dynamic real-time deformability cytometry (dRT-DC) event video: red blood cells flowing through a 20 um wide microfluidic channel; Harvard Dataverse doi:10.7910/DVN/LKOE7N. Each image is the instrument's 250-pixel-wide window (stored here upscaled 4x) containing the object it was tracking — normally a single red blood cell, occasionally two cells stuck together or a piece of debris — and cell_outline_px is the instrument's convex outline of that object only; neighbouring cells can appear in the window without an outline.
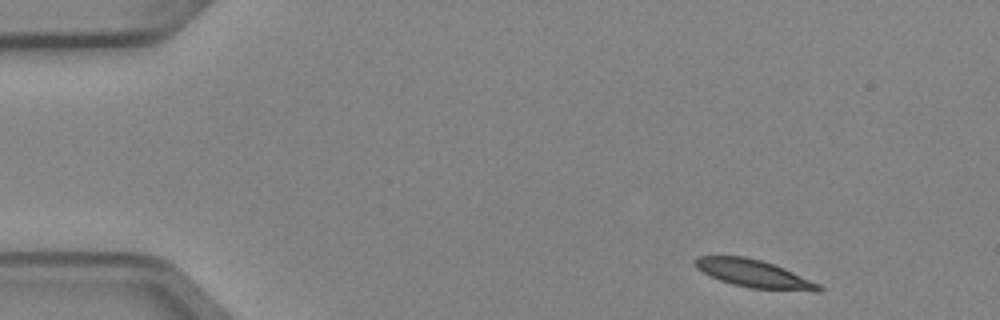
{"species": "Egyptian fruit bat (a non-hibernating species)", "species_latin": "Rousettus aegyptiacus", "temperature_condition": "cold", "stored_images_in_passage": 8, "camera_frame_rate_fps": 3000, "um_per_image_px": 0.085, "animal": {"sex": "female"}, "frame": {"image": 1, "passage_image": 1, "time_ms": 0.0, "image_size_px": [1000, 320], "cell_outline_px": [[824, 288], [820, 292], [816, 292], [748, 288], [732, 284], [720, 280], [696, 268], [692, 264], [692, 260], [696, 256], [744, 256], [760, 260], [784, 268], [820, 284]], "centroid_in_image_um": [64.09, 23.27], "position_along_channel_um": 20.9, "area_um2": 20.11}}
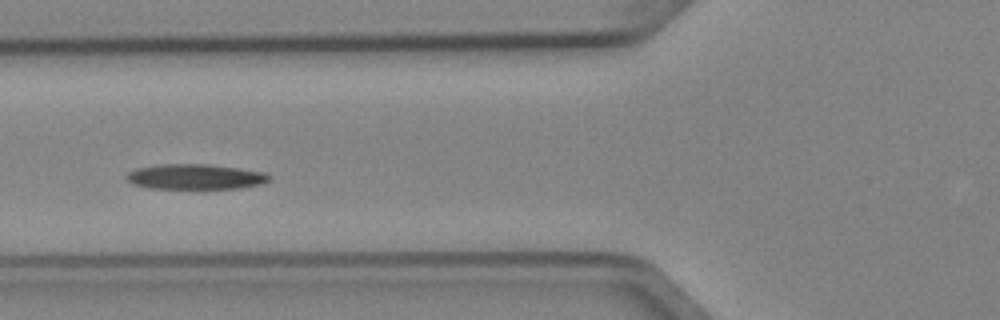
{"frame": {"image": 2, "passage_image": 5, "time_ms": 1.333, "image_size_px": [1000, 320], "cell_outline_px": [[272, 180], [264, 184], [240, 188], [148, 188], [132, 184], [124, 176], [128, 172], [136, 168], [156, 164], [208, 164], [264, 172], [272, 176]], "centroid_in_image_um": [16.61, 15.02], "position_along_channel_um": 109.2, "area_um2": 21.15}}
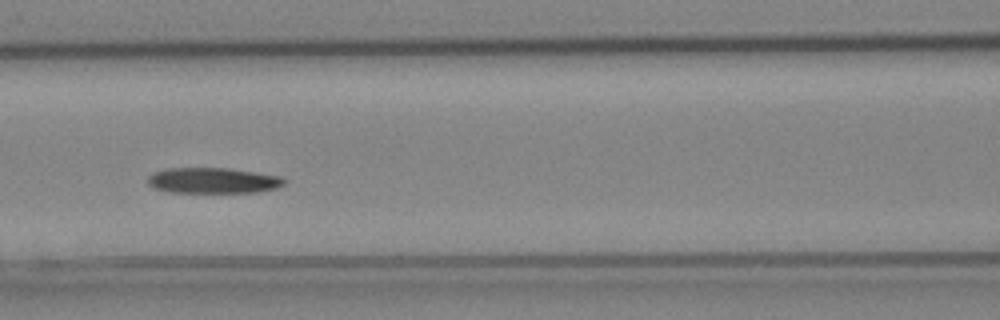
{"frame": {"image": 3, "passage_image": 6, "time_ms": 1.667, "image_size_px": [1000, 320], "cell_outline_px": [[284, 184], [276, 188], [260, 192], [168, 192], [152, 188], [148, 184], [148, 176], [156, 172], [168, 168], [228, 168], [280, 176], [284, 180]], "centroid_in_image_um": [18.08, 15.35], "position_along_channel_um": 148.5, "area_um2": 20.29}}